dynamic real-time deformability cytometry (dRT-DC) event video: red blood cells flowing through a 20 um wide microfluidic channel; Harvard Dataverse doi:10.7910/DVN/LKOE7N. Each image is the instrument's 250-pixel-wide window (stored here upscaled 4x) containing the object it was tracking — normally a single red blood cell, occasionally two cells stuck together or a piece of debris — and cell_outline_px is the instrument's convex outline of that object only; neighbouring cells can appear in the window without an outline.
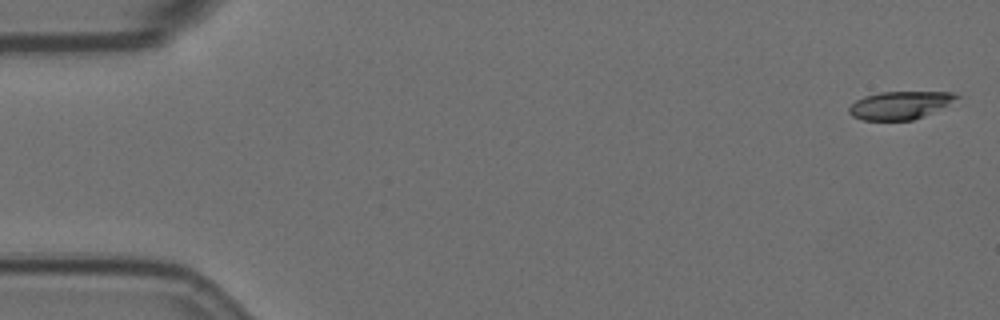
{"species": "Egyptian fruit bat (a non-hibernating species)", "species_latin": "Rousettus aegyptiacus", "temperature_condition": "room temperature", "stored_images_in_passage": 57, "camera_frame_rate_fps": 3000, "um_per_image_px": 0.085, "animal": {"sex": "female"}, "frame": {"image": 1, "passage_image": 1, "time_ms": 0.0, "image_size_px": [1000, 320], "cell_outline_px": [[964, 96], [924, 116], [912, 120], [864, 120], [852, 116], [848, 112], [848, 108], [856, 100], [864, 96], [880, 92], [952, 92]], "centroid_in_image_um": [76.5, 8.93], "position_along_channel_um": 8.5, "area_um2": 17.46}}
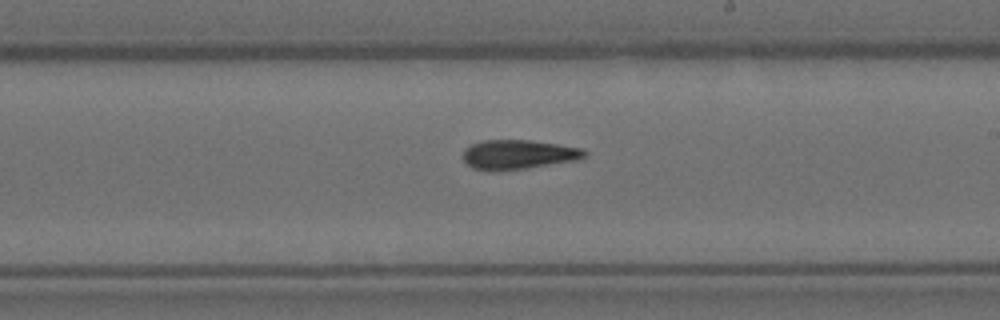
{"frame": {"image": 2, "passage_image": 33, "time_ms": 10.667, "image_size_px": [1000, 320], "cell_outline_px": [[588, 156], [580, 160], [496, 172], [492, 172], [472, 168], [464, 160], [464, 148], [480, 140], [532, 140], [584, 148], [588, 152]], "centroid_in_image_um": [44.1, 13.13], "position_along_channel_um": 244.9, "area_um2": 21.21}}
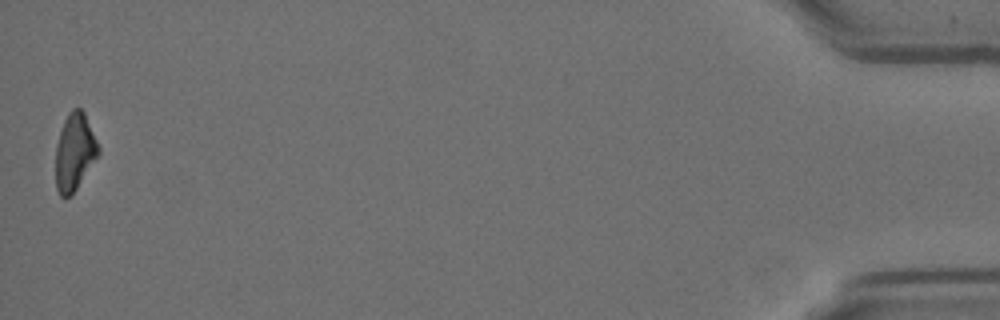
{"frame": {"image": 3, "passage_image": 57, "time_ms": 18.667, "image_size_px": [1000, 320], "cell_outline_px": [[100, 152], [76, 188], [68, 196], [60, 196], [56, 188], [56, 144], [64, 120], [68, 112], [72, 108], [80, 108], [84, 112], [100, 148]], "centroid_in_image_um": [6.33, 12.88], "position_along_channel_um": 428.9, "area_um2": 18.84}, "authors_computed_cell_mechanics": {"area_um2": 20.4034, "velocity_mm_per_s": 3.5023, "shape_relaxation_time_tau1_ms": 9.183, "shape_relaxation_time_tau2_ms": 9.4707, "deformation_change_tau1": 0.2186, "deformation_change_tau2": 0.2259}}